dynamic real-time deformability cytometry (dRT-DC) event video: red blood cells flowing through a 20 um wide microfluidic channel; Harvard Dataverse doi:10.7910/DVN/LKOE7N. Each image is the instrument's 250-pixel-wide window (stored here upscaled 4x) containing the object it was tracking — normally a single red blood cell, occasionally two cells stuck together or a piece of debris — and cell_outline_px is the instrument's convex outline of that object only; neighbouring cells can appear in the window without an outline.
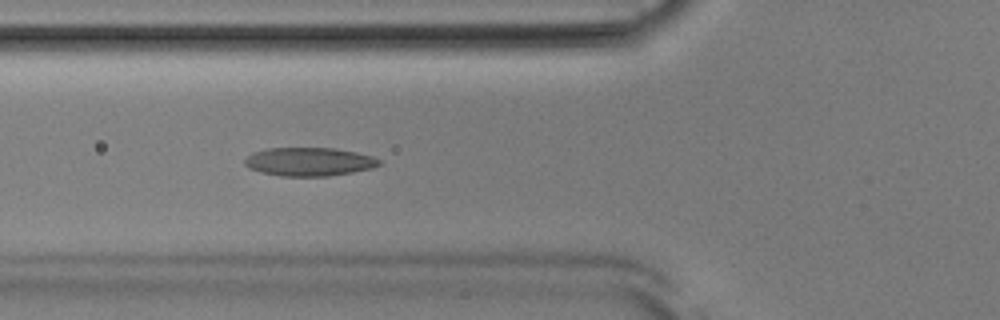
{"species": "Egyptian fruit bat (a non-hibernating species)", "species_latin": "Rousettus aegyptiacus", "temperature_condition": "room temperature", "stored_images_in_passage": 52, "camera_frame_rate_fps": 3000, "um_per_image_px": 0.085, "animal": {"sex": "male"}, "frame": {"image": 1, "passage_image": 19, "time_ms": 6.0, "image_size_px": [1000, 320], "cell_outline_px": [[380, 164], [372, 168], [352, 172], [328, 176], [280, 176], [260, 172], [248, 168], [244, 164], [244, 160], [252, 152], [264, 148], [336, 148], [356, 152], [372, 156], [380, 160]], "centroid_in_image_um": [26.24, 13.74], "position_along_channel_um": 99.6, "area_um2": 22.43}}
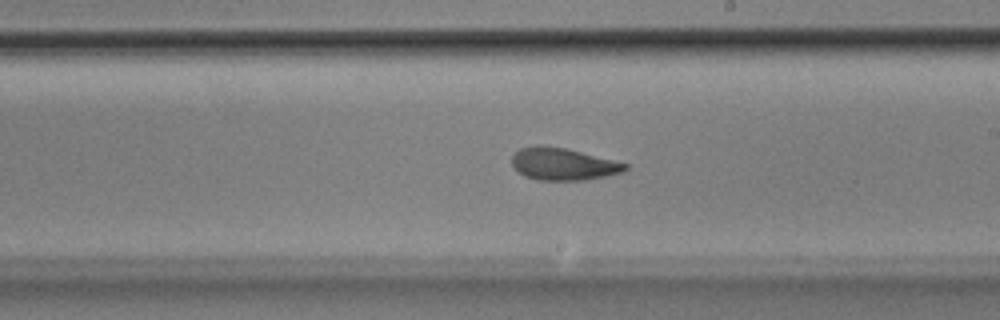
{"frame": {"image": 2, "passage_image": 30, "time_ms": 9.667, "image_size_px": [1000, 320], "cell_outline_px": [[628, 168], [624, 172], [584, 180], [536, 180], [524, 176], [512, 164], [512, 156], [520, 148], [536, 144], [540, 144], [564, 148], [628, 164]], "centroid_in_image_um": [47.83, 13.94], "position_along_channel_um": 241.2, "area_um2": 21.1}}
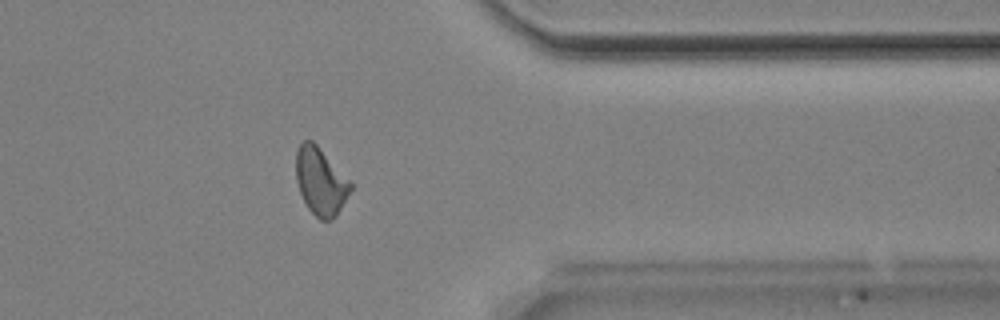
{"frame": {"image": 3, "passage_image": 42, "time_ms": 13.667, "image_size_px": [1000, 320], "cell_outline_px": [[352, 188], [336, 216], [332, 220], [320, 220], [308, 208], [300, 192], [296, 180], [296, 152], [300, 144], [304, 140], [312, 140], [352, 180]], "centroid_in_image_um": [27.27, 15.4], "position_along_channel_um": 384.1, "area_um2": 21.5}, "authors_computed_cell_mechanics": {"area_um2": 21.675, "velocity_mm_per_s": 3.8594, "shape_relaxation_time_tau1_ms": null, "shape_relaxation_time_tau2_ms": 3.5848, "deformation_change_tau1": null, "deformation_change_tau2": 0.1122}}